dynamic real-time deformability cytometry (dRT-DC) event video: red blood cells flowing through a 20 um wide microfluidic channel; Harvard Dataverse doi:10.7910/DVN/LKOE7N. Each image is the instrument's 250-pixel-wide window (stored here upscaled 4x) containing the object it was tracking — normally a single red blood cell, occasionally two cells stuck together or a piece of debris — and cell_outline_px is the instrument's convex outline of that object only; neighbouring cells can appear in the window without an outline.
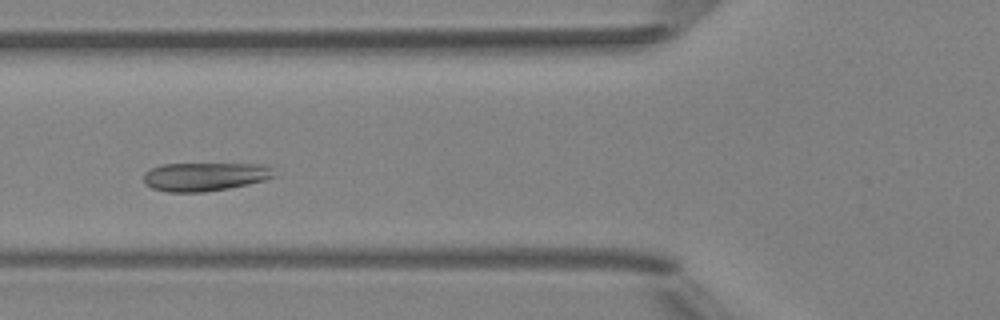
{"species": "Egyptian fruit bat (a non-hibernating species)", "species_latin": "Rousettus aegyptiacus", "temperature_condition": "room temperature", "stored_images_in_passage": 5, "camera_frame_rate_fps": 3000, "um_per_image_px": 0.085, "animal": {"sex": "female"}, "frame": {"image": 1, "passage_image": 5, "time_ms": 4.667, "image_size_px": [1000, 320], "cell_outline_px": [[276, 176], [264, 180], [248, 184], [228, 188], [204, 192], [168, 192], [152, 188], [144, 184], [144, 172], [160, 164], [272, 164]], "centroid_in_image_um": [17.44, 15.0], "position_along_channel_um": 108.4, "area_um2": 21.91}}